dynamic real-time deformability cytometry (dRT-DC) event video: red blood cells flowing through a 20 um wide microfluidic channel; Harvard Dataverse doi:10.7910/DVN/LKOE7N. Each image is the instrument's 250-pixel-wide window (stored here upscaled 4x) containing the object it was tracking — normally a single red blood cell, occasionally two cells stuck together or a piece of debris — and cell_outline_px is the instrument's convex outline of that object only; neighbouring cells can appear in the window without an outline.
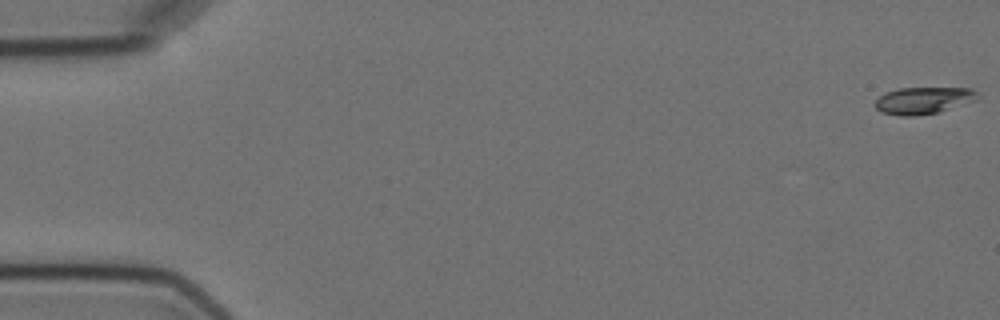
{"species": "Egyptian fruit bat (a non-hibernating species)", "species_latin": "Rousettus aegyptiacus", "temperature_condition": "cold", "stored_images_in_passage": 15, "camera_frame_rate_fps": 3000, "um_per_image_px": 0.085, "animal": {"sex": "female"}, "frame": {"image": 1, "passage_image": 1, "time_ms": 0.0, "image_size_px": [1000, 320], "cell_outline_px": [[980, 96], [976, 100], [940, 112], [912, 116], [900, 116], [880, 112], [872, 104], [884, 92], [900, 88], [972, 88]], "centroid_in_image_um": [78.46, 8.54], "position_along_channel_um": 6.5, "area_um2": 16.24}}
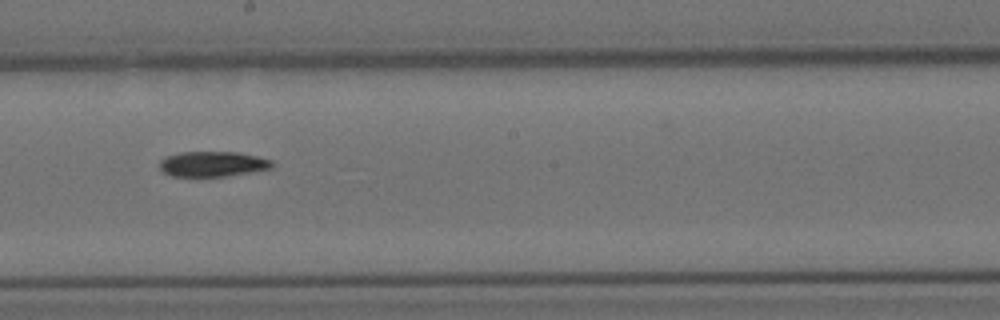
{"frame": {"image": 2, "passage_image": 9, "time_ms": 10.333, "image_size_px": [1000, 320], "cell_outline_px": [[272, 168], [224, 176], [172, 176], [164, 172], [160, 168], [160, 160], [164, 156], [180, 152], [236, 152], [256, 156], [272, 160]], "centroid_in_image_um": [18.03, 13.93], "position_along_channel_um": 230.2, "area_um2": 16.36}}
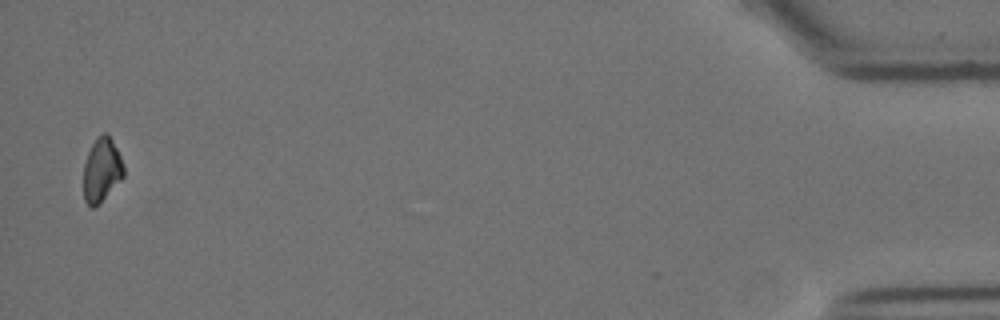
{"frame": {"image": 3, "passage_image": 15, "time_ms": 18.333, "image_size_px": [1000, 320], "cell_outline_px": [[124, 176], [92, 208], [84, 200], [84, 164], [88, 152], [92, 144], [104, 132], [112, 140], [124, 164]], "centroid_in_image_um": [8.64, 14.42], "position_along_channel_um": 426.6, "area_um2": 14.33}, "authors_computed_cell_mechanics": {"area_um2": 16.473, "velocity_mm_per_s": 3.5875, "shape_relaxation_time_tau1_ms": 3.7165, "shape_relaxation_time_tau2_ms": null, "deformation_change_tau1": 0.1628, "deformation_change_tau2": null}}